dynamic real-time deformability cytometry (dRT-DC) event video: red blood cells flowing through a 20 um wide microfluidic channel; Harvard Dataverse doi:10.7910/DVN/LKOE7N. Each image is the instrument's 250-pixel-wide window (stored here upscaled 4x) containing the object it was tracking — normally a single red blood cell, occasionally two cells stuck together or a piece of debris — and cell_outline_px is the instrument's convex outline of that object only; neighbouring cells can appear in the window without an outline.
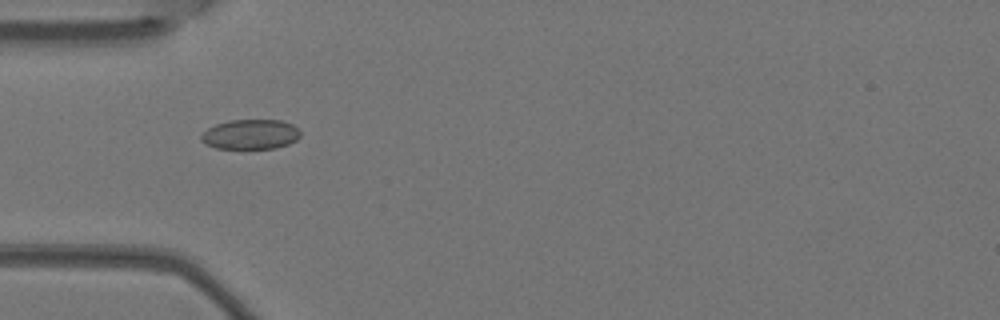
{"species": "Egyptian fruit bat (a non-hibernating species)", "species_latin": "Rousettus aegyptiacus", "temperature_condition": "warm", "stored_images_in_passage": 8, "camera_frame_rate_fps": 3000, "um_per_image_px": 0.085, "animal": {"sex": "female"}, "frame": {"image": 1, "passage_image": 2, "time_ms": 0.333, "image_size_px": [1000, 320], "cell_outline_px": [[300, 136], [296, 140], [288, 144], [276, 148], [216, 148], [204, 144], [200, 140], [200, 136], [208, 128], [216, 124], [228, 120], [280, 120], [292, 124], [300, 132]], "centroid_in_image_um": [21.27, 11.42], "position_along_channel_um": 63.7, "area_um2": 17.22}}
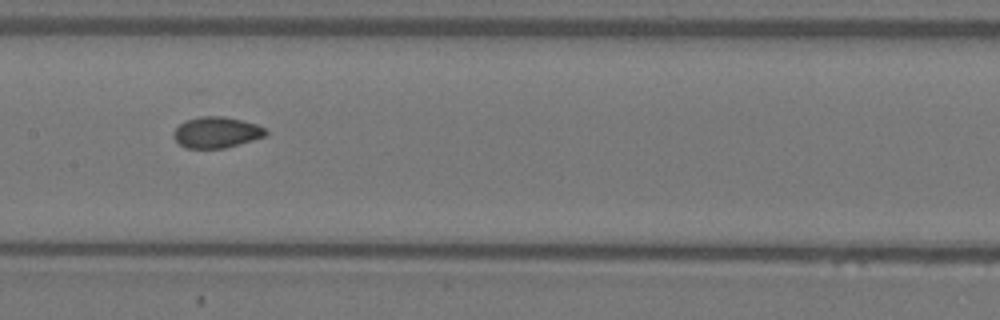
{"frame": {"image": 2, "passage_image": 5, "time_ms": 1.333, "image_size_px": [1000, 320], "cell_outline_px": [[268, 132], [264, 136], [252, 140], [224, 148], [184, 148], [172, 136], [172, 132], [184, 120], [200, 116], [224, 116], [256, 124], [264, 128]], "centroid_in_image_um": [18.35, 11.24], "position_along_channel_um": 189.0, "area_um2": 16.59}}
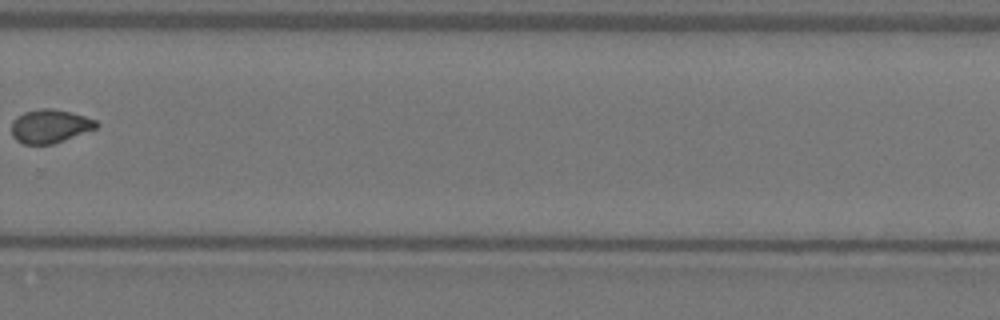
{"frame": {"image": 3, "passage_image": 8, "time_ms": 2.333, "image_size_px": [1000, 320], "cell_outline_px": [[100, 124], [96, 128], [52, 144], [24, 144], [16, 140], [12, 136], [12, 120], [16, 116], [24, 112], [40, 108], [52, 108], [84, 116], [96, 120]], "centroid_in_image_um": [4.21, 10.72], "position_along_channel_um": 325.6, "area_um2": 16.47}}